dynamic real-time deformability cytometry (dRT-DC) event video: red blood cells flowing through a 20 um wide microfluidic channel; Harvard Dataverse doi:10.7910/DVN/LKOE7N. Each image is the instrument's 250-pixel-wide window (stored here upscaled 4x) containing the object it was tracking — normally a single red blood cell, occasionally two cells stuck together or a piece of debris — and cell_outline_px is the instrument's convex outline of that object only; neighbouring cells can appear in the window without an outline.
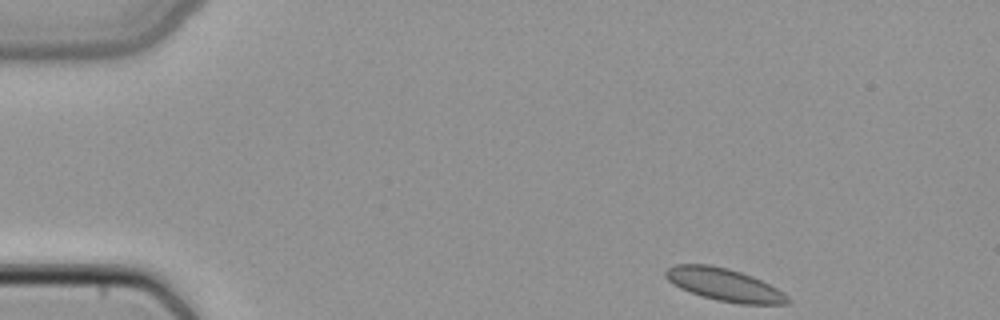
{"species": "common noctule bat (a hibernating species)", "species_latin": "Nyctalus noctula", "temperature_condition": "cold", "stored_images_in_passage": 3, "camera_frame_rate_fps": 3000, "um_per_image_px": 0.085, "animal": {"sex": "female", "body_mass_g": 22.7, "forearm_length_mm": 54.2}, "frame": {"image": 1, "passage_image": 1, "time_ms": 0.0, "image_size_px": [1000, 320], "cell_outline_px": [[788, 304], [740, 304], [716, 300], [680, 288], [672, 284], [664, 276], [664, 272], [668, 268], [676, 264], [708, 264], [728, 268], [752, 276], [784, 292], [788, 296]], "centroid_in_image_um": [61.55, 24.19], "position_along_channel_um": 23.5, "area_um2": 23.0}}
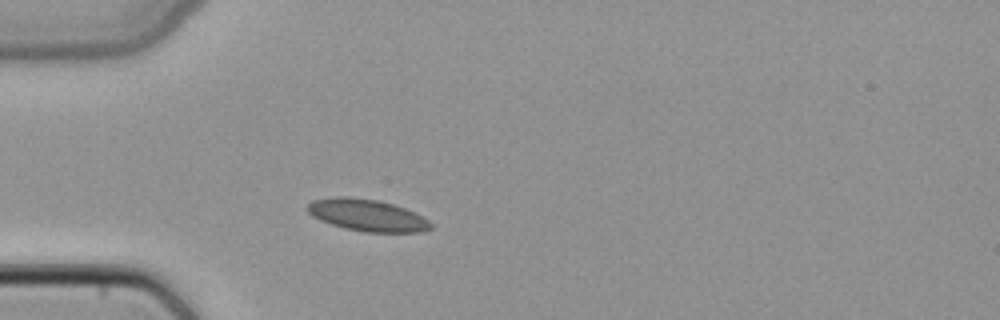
{"frame": {"image": 2, "passage_image": 3, "time_ms": 0.667, "image_size_px": [1000, 320], "cell_outline_px": [[432, 228], [420, 232], [368, 232], [344, 228], [320, 220], [312, 216], [304, 208], [312, 200], [332, 196], [348, 196], [376, 200], [392, 204], [404, 208], [428, 220], [432, 224]], "centroid_in_image_um": [31.15, 18.28], "position_along_channel_um": 53.9, "area_um2": 22.83}}